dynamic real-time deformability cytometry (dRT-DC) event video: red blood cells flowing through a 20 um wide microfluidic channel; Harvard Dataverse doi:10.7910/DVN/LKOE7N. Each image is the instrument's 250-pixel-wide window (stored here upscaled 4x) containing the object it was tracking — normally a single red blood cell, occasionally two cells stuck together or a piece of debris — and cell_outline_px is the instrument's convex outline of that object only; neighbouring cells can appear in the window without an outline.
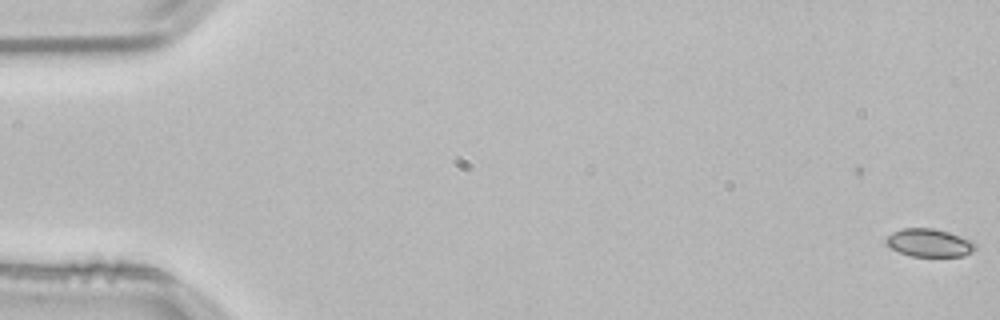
{"species": "common noctule bat (a hibernating species)", "species_latin": "Nyctalus noctula", "temperature_condition": "room temperature", "stored_images_in_passage": 35, "camera_frame_rate_fps": 3000, "um_per_image_px": 0.085, "animal": {"sex": "male", "body_mass_g": 21.5, "forearm_length_mm": 52.0}, "frame": {"image": 1, "passage_image": 1, "time_ms": 0.0, "image_size_px": [1000, 320], "cell_outline_px": [[976, 248], [972, 252], [964, 256], [912, 256], [900, 252], [884, 244], [884, 240], [892, 232], [904, 228], [932, 228], [948, 232], [972, 240], [976, 244]], "centroid_in_image_um": [78.99, 20.64], "position_along_channel_um": 6.0, "area_um2": 14.57}}
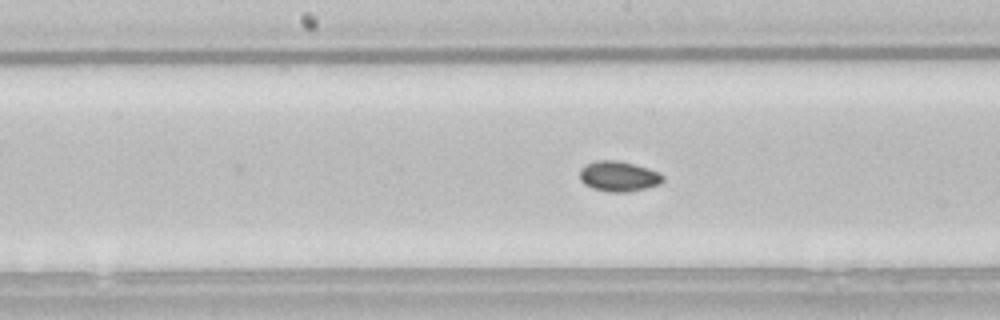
{"frame": {"image": 2, "passage_image": 28, "time_ms": 9.0, "image_size_px": [1000, 320], "cell_outline_px": [[664, 180], [660, 184], [628, 192], [608, 192], [592, 188], [584, 184], [580, 180], [580, 168], [584, 164], [596, 160], [616, 160], [648, 168], [664, 176]], "centroid_in_image_um": [52.54, 14.98], "position_along_channel_um": 195.7, "area_um2": 14.68}}
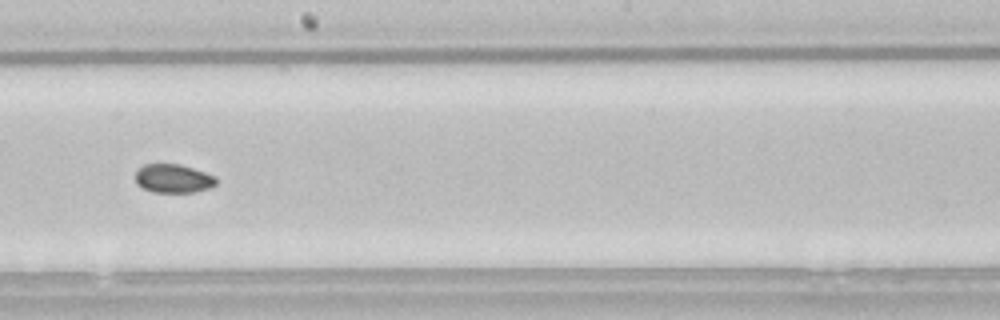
{"frame": {"image": 3, "passage_image": 31, "time_ms": 10.0, "image_size_px": [1000, 320], "cell_outline_px": [[216, 184], [208, 188], [192, 192], [152, 192], [136, 184], [136, 172], [144, 164], [180, 164], [216, 176]], "centroid_in_image_um": [14.72, 15.17], "position_along_channel_um": 233.5, "area_um2": 13.35}}